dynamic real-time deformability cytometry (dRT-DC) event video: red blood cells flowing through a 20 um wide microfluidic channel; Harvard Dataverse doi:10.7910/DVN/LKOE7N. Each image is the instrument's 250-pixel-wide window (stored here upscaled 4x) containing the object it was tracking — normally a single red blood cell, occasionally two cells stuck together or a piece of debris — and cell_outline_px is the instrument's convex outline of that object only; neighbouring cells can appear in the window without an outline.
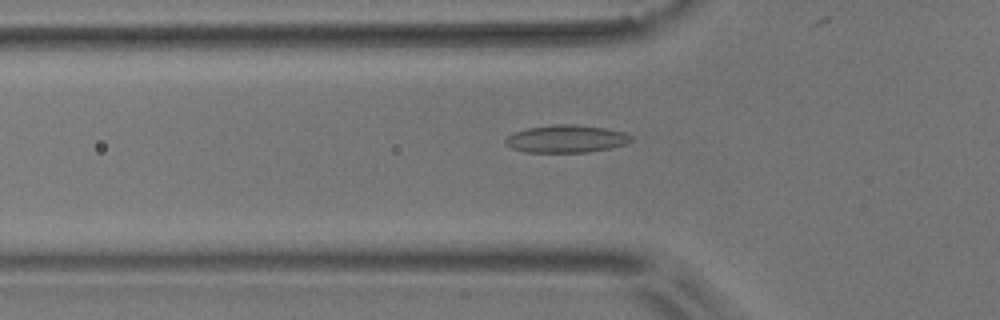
{"species": "common noctule bat (a hibernating species)", "species_latin": "Nyctalus noctula", "temperature_condition": "room temperature", "stored_images_in_passage": 24, "camera_frame_rate_fps": 3000, "um_per_image_px": 0.085, "animal": {"sex": "male", "body_mass_g": 17.9}, "frame": {"image": 1, "passage_image": 2, "time_ms": 0.333, "image_size_px": [1000, 320], "cell_outline_px": [[632, 140], [624, 144], [608, 148], [588, 152], [524, 152], [512, 148], [504, 144], [504, 140], [512, 132], [528, 128], [556, 124], [572, 124], [608, 128], [624, 132], [632, 136]], "centroid_in_image_um": [48.1, 11.79], "position_along_channel_um": 77.7, "area_um2": 20.23}}
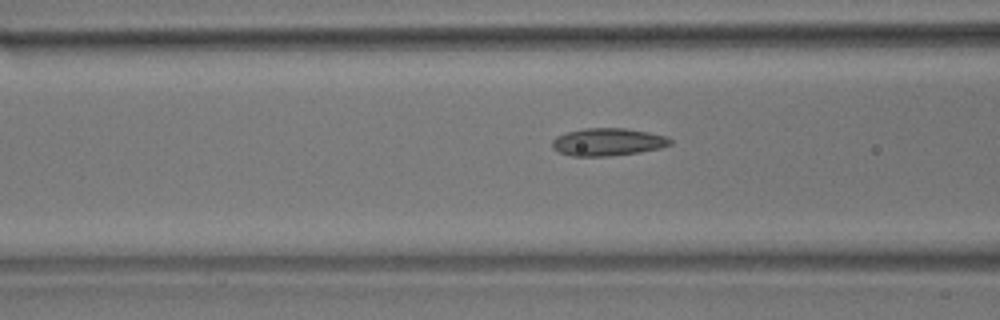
{"frame": {"image": 2, "passage_image": 5, "time_ms": 1.333, "image_size_px": [1000, 320], "cell_outline_px": [[672, 144], [660, 148], [640, 152], [612, 156], [572, 156], [560, 152], [552, 148], [552, 140], [556, 136], [568, 132], [584, 128], [624, 128], [648, 132], [668, 136], [672, 140]], "centroid_in_image_um": [51.68, 12.07], "position_along_channel_um": 114.9, "area_um2": 19.07}}
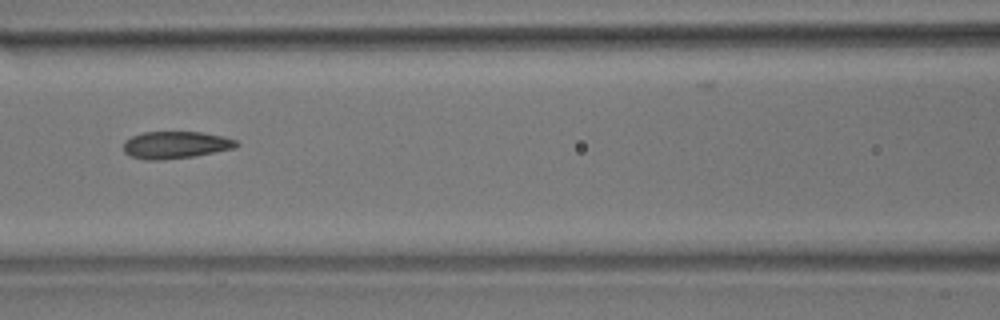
{"frame": {"image": 3, "passage_image": 8, "time_ms": 2.333, "image_size_px": [1000, 320], "cell_outline_px": [[240, 144], [236, 148], [196, 156], [164, 160], [144, 160], [128, 156], [124, 152], [124, 140], [132, 136], [144, 132], [200, 132], [224, 136], [236, 140]], "centroid_in_image_um": [14.93, 12.33], "position_along_channel_um": 151.7, "area_um2": 18.21}}